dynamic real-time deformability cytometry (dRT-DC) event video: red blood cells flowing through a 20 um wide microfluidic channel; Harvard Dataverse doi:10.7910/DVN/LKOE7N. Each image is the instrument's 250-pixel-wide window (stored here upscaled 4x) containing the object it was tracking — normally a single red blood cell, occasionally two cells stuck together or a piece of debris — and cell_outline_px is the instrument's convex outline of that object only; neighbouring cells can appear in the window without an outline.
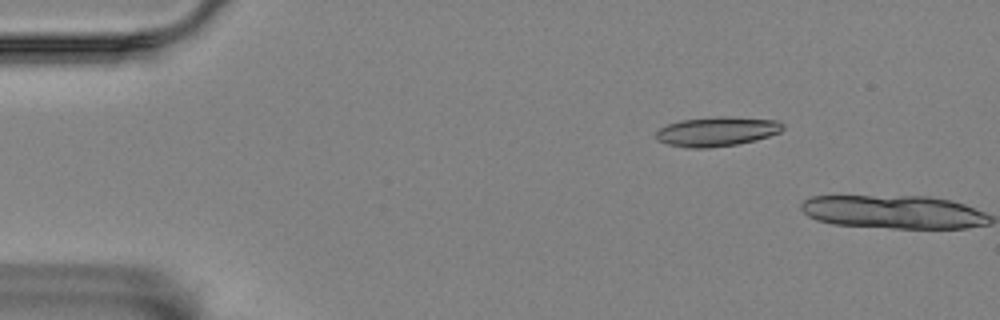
{"species": "Egyptian fruit bat (a non-hibernating species)", "species_latin": "Rousettus aegyptiacus", "temperature_condition": "room temperature", "stored_images_in_passage": 2, "camera_frame_rate_fps": 3000, "um_per_image_px": 0.085, "animal": {"sex": "female"}, "frame": {"image": 1, "passage_image": 1, "time_ms": 0.0, "image_size_px": [1000, 320], "cell_outline_px": [[784, 128], [780, 132], [756, 140], [736, 144], [708, 148], [684, 148], [668, 144], [656, 140], [656, 132], [660, 128], [668, 124], [680, 120], [716, 116], [728, 116], [780, 120], [784, 124]], "centroid_in_image_um": [60.94, 11.17], "position_along_channel_um": 24.1, "area_um2": 22.02}}